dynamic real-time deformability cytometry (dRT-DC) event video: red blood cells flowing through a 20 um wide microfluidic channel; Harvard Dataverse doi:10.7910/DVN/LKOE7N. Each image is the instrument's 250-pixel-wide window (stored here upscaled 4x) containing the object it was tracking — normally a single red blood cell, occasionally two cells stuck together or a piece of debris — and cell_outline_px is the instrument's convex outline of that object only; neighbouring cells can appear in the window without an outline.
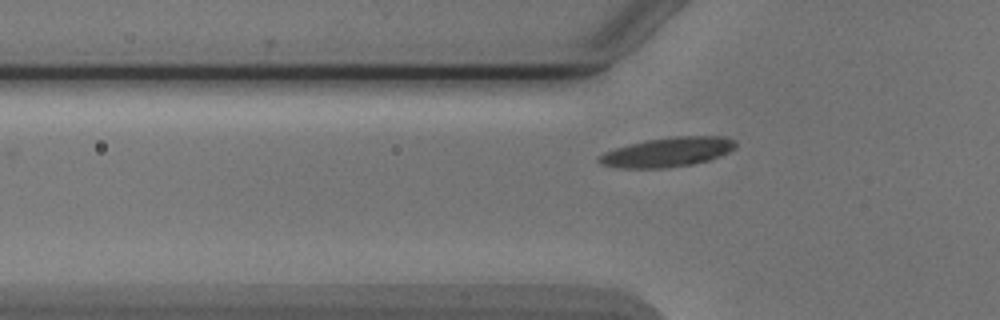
{"species": "Egyptian fruit bat (a non-hibernating species)", "species_latin": "Rousettus aegyptiacus", "temperature_condition": "cold", "stored_images_in_passage": 4, "camera_frame_rate_fps": 3000, "um_per_image_px": 0.085, "animal": {"sex": "male"}, "frame": {"image": 1, "passage_image": 4, "time_ms": 3.667, "image_size_px": [1000, 320], "cell_outline_px": [[736, 148], [720, 156], [708, 160], [692, 164], [664, 168], [620, 168], [600, 164], [596, 160], [604, 152], [628, 144], [648, 140], [672, 136], [724, 136], [732, 140], [736, 144]], "centroid_in_image_um": [56.73, 12.93], "position_along_channel_um": 69.1, "area_um2": 23.35}}